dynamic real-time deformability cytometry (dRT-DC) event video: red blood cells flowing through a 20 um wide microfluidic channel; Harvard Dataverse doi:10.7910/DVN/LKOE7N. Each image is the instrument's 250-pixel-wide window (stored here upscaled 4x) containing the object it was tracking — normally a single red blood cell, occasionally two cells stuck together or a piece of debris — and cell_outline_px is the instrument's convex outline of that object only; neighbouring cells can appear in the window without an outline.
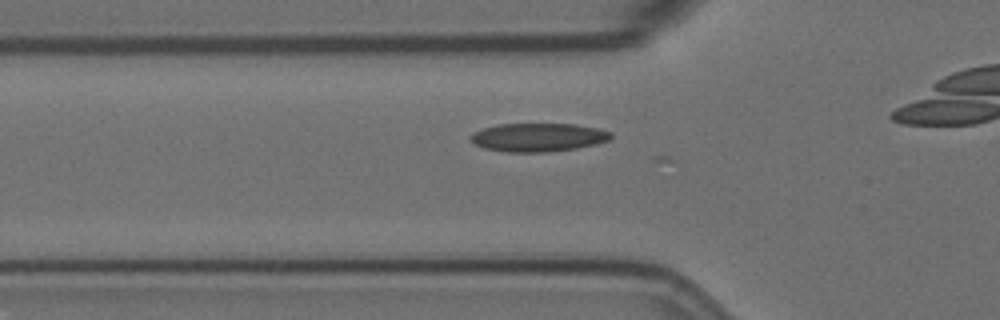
{"species": "Egyptian fruit bat (a non-hibernating species)", "species_latin": "Rousettus aegyptiacus", "temperature_condition": "room temperature", "stored_images_in_passage": 27, "camera_frame_rate_fps": 3000, "um_per_image_px": 0.085, "animal": {"sex": "female"}, "frame": {"image": 1, "passage_image": 21, "time_ms": 6.667, "image_size_px": [1000, 320], "cell_outline_px": [[612, 140], [596, 144], [576, 148], [548, 152], [508, 152], [484, 148], [468, 140], [468, 136], [472, 132], [484, 128], [500, 124], [572, 124], [596, 128], [612, 132]], "centroid_in_image_um": [45.73, 11.68], "position_along_channel_um": 80.1, "area_um2": 23.35}}
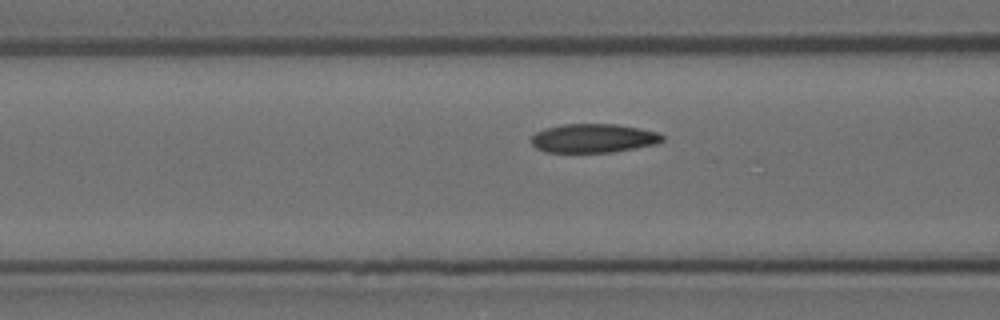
{"frame": {"image": 2, "passage_image": 24, "time_ms": 7.667, "image_size_px": [1000, 320], "cell_outline_px": [[664, 140], [656, 144], [612, 152], [544, 152], [536, 148], [528, 140], [536, 132], [544, 128], [560, 124], [616, 124], [640, 128], [660, 132], [664, 136]], "centroid_in_image_um": [50.42, 11.74], "position_along_channel_um": 116.2, "area_um2": 22.31}}